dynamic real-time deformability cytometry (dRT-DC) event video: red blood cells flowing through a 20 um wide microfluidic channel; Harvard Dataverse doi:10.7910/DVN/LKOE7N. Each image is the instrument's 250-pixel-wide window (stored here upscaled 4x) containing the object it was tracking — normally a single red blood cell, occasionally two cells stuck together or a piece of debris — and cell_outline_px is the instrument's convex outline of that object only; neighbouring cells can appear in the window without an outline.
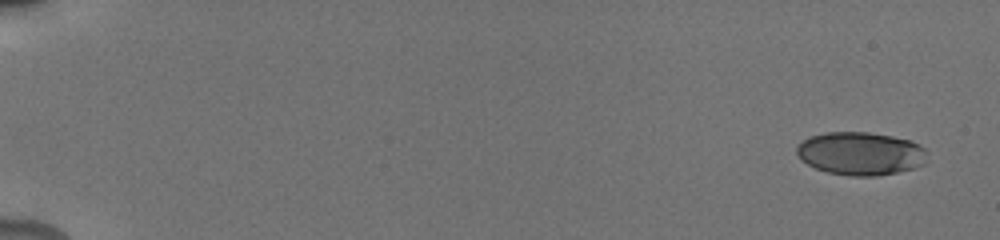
{"species": "human", "species_latin": "Homo sapiens", "temperature_condition": "cold", "stored_images_in_passage": 76, "camera_frame_rate_fps": 3000, "um_per_image_px": 0.085, "donor": {"sex": "male"}, "frame": {"image": 1, "passage_image": 1, "time_ms": 0.0, "image_size_px": [1000, 240], "cell_outline_px": [[928, 164], [896, 172], [876, 176], [848, 176], [828, 172], [816, 168], [808, 164], [796, 152], [796, 148], [804, 140], [812, 136], [828, 132], [868, 132], [892, 136], [912, 140], [920, 144], [924, 148]], "centroid_in_image_um": [73.21, 13.05], "position_along_channel_um": 11.8, "area_um2": 32.71}}
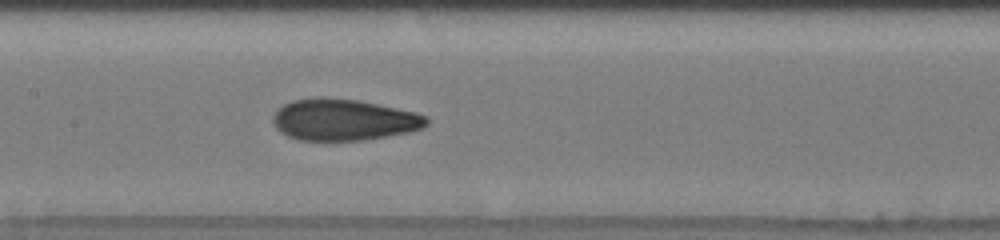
{"frame": {"image": 2, "passage_image": 39, "time_ms": 9.0, "image_size_px": [1000, 240], "cell_outline_px": [[428, 124], [424, 128], [412, 132], [364, 140], [296, 140], [280, 132], [276, 128], [272, 120], [272, 116], [284, 104], [292, 100], [316, 96], [320, 96], [360, 100], [416, 112], [428, 116]], "centroid_in_image_um": [29.24, 10.17], "position_along_channel_um": 178.2, "area_um2": 37.63}}
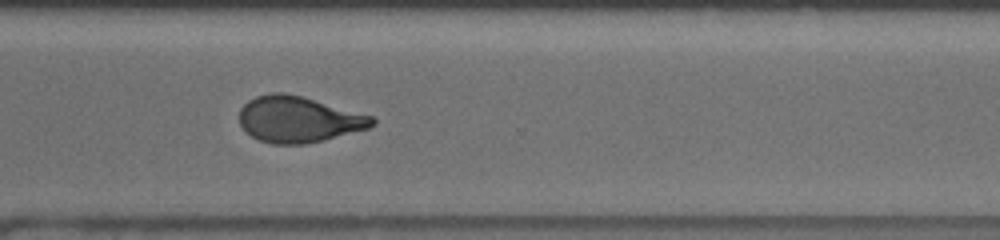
{"frame": {"image": 3, "passage_image": 56, "time_ms": 13.333, "image_size_px": [1000, 240], "cell_outline_px": [[376, 124], [368, 128], [324, 140], [304, 144], [272, 144], [260, 140], [252, 136], [240, 124], [240, 108], [248, 100], [256, 96], [272, 92], [284, 92], [300, 96], [372, 116], [376, 120]], "centroid_in_image_um": [25.36, 10.15], "position_along_channel_um": 345.2, "area_um2": 35.32}, "authors_computed_cell_mechanics": {"area_um2": 35.3158, "velocity_mm_per_s": 3.8682, "shape_relaxation_time_tau1_ms": 7.4865, "shape_relaxation_time_tau2_ms": 1.2852, "deformation_change_tau1": 0.1957, "deformation_change_tau2": 0.0777}}